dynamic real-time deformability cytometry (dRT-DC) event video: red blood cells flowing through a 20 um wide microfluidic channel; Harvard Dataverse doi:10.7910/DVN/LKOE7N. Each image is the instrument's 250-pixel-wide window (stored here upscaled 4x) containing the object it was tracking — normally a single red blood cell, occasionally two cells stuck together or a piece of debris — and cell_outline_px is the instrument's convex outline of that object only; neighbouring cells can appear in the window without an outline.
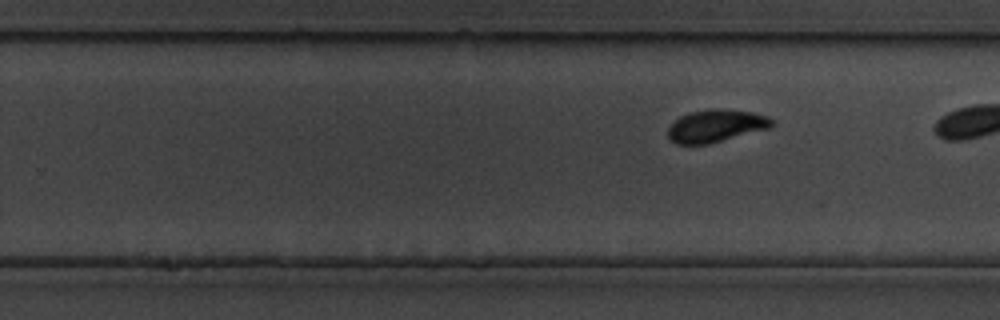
{"species": "common noctule bat (a hibernating species)", "species_latin": "Nyctalus noctula", "temperature_condition": "cold", "stored_images_in_passage": 71, "camera_frame_rate_fps": 3000, "um_per_image_px": 0.085, "animal": {"sex": "male", "body_mass_g": 19.5, "forearm_length_mm": 54.6}, "frame": {"image": 1, "passage_image": 51, "time_ms": 16.667, "image_size_px": [1000, 320], "cell_outline_px": [[776, 124], [772, 128], [708, 144], [676, 144], [668, 140], [668, 128], [680, 116], [692, 112], [752, 112], [768, 116]], "centroid_in_image_um": [60.87, 10.77], "position_along_channel_um": 268.9, "area_um2": 18.9}}